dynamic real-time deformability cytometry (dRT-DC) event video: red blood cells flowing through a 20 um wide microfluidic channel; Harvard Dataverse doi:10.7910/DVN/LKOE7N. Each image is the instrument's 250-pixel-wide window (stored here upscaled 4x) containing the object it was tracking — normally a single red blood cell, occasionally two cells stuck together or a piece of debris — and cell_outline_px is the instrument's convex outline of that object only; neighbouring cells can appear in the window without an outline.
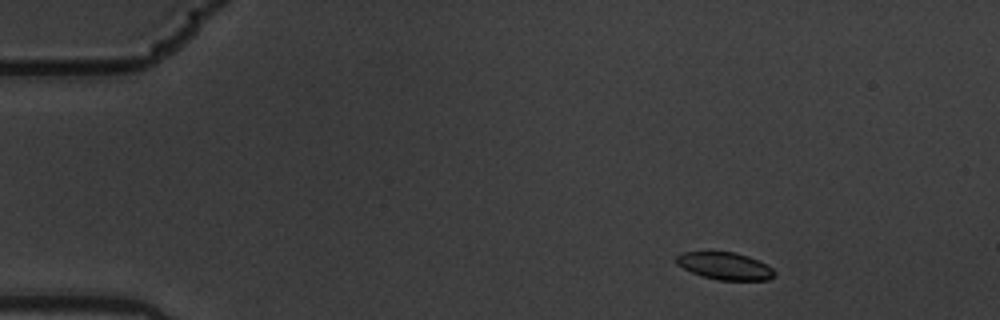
{"species": "common noctule bat (a hibernating species)", "species_latin": "Nyctalus noctula", "temperature_condition": "warm", "stored_images_in_passage": 6, "camera_frame_rate_fps": 3000, "um_per_image_px": 0.085, "animal": {"sex": "male", "body_mass_g": 19.5, "forearm_length_mm": 54.6}, "frame": {"image": 1, "passage_image": 2, "time_ms": 0.333, "image_size_px": [1000, 320], "cell_outline_px": [[776, 272], [768, 280], [716, 280], [700, 276], [676, 264], [676, 256], [684, 252], [736, 252], [748, 256], [772, 268]], "centroid_in_image_um": [61.59, 22.61], "position_along_channel_um": 23.4, "area_um2": 15.49}}